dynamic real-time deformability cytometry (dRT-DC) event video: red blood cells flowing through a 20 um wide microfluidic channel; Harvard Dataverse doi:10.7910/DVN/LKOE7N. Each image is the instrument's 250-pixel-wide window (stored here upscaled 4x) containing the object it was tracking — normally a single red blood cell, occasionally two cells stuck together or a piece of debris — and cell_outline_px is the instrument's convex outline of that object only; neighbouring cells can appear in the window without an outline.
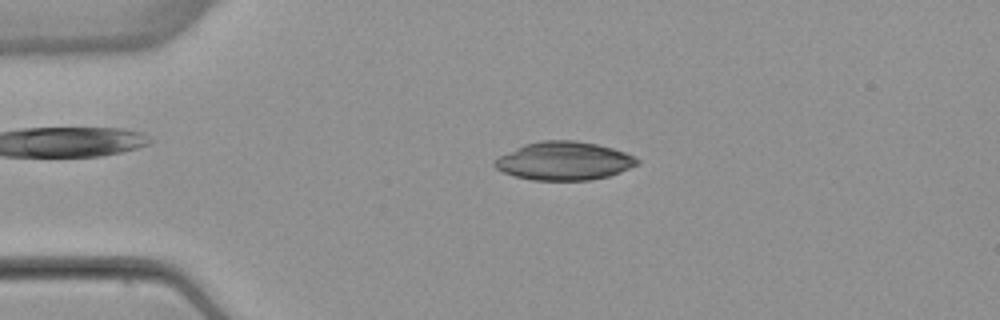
{"species": "common noctule bat (a hibernating species)", "species_latin": "Nyctalus noctula", "temperature_condition": "warm", "stored_images_in_passage": 52, "camera_frame_rate_fps": 3000, "um_per_image_px": 0.085, "animal": {"sex": "female", "body_mass_g": 22.7, "forearm_length_mm": 54.2}, "frame": {"image": 1, "passage_image": 11, "time_ms": 3.333, "image_size_px": [1000, 320], "cell_outline_px": [[640, 164], [620, 172], [608, 176], [588, 180], [532, 180], [516, 176], [504, 172], [496, 168], [492, 164], [492, 160], [524, 144], [544, 140], [576, 140], [596, 144], [612, 148], [624, 152], [640, 160]], "centroid_in_image_um": [47.94, 13.68], "position_along_channel_um": 37.1, "area_um2": 31.73}}
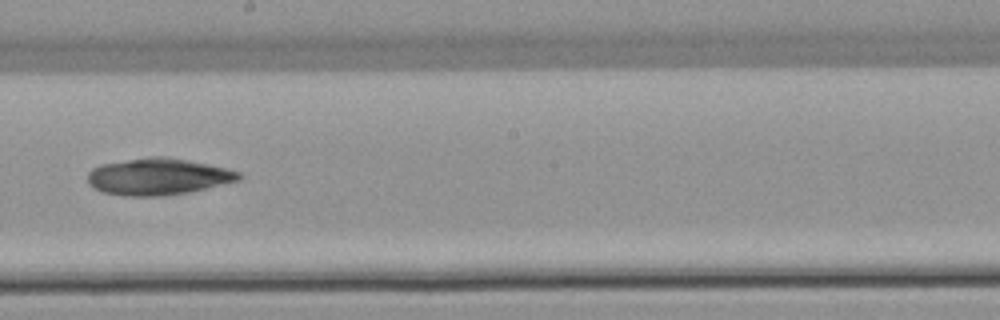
{"frame": {"image": 2, "passage_image": 29, "time_ms": 9.333, "image_size_px": [1000, 320], "cell_outline_px": [[244, 176], [240, 180], [188, 192], [164, 196], [124, 196], [100, 192], [92, 188], [88, 184], [88, 172], [92, 168], [100, 164], [148, 156], [164, 156], [188, 160], [224, 168], [240, 172]], "centroid_in_image_um": [13.38, 15.01], "position_along_channel_um": 234.8, "area_um2": 32.54}}
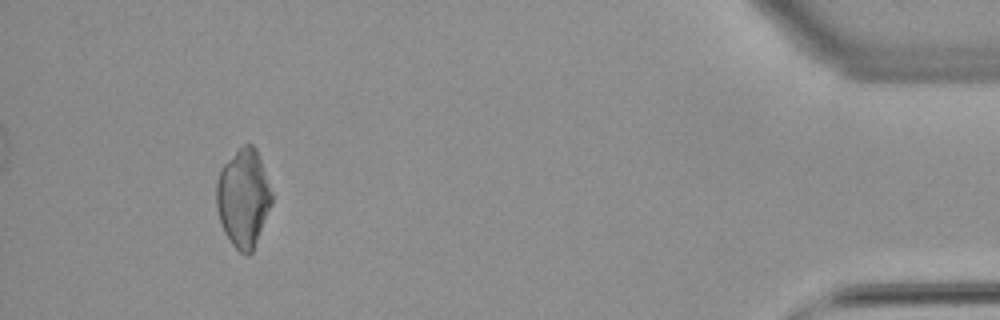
{"frame": {"image": 3, "passage_image": 48, "time_ms": 15.667, "image_size_px": [1000, 320], "cell_outline_px": [[272, 204], [252, 252], [248, 256], [244, 256], [232, 244], [224, 232], [216, 208], [216, 184], [220, 172], [224, 164], [244, 144], [252, 144], [256, 148], [272, 192]], "centroid_in_image_um": [20.69, 16.87], "position_along_channel_um": 414.5, "area_um2": 31.39}}